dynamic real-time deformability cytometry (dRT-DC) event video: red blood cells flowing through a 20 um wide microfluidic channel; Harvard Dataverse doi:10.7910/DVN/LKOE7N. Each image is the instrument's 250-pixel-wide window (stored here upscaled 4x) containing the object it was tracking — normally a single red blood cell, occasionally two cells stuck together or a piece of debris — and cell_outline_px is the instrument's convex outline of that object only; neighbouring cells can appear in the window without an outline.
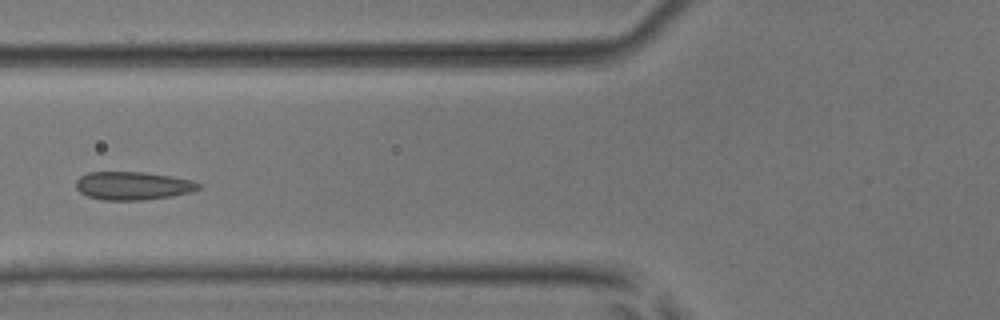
{"species": "common noctule bat (a hibernating species)", "species_latin": "Nyctalus noctula", "temperature_condition": "room temperature", "stored_images_in_passage": 5, "camera_frame_rate_fps": 3000, "um_per_image_px": 0.085, "animal": {"sex": "male", "body_mass_g": 17.9, "forearm_length_mm": 54.2}, "frame": {"image": 1, "passage_image": 5, "time_ms": 5.667, "image_size_px": [1000, 320], "cell_outline_px": [[200, 188], [192, 192], [172, 196], [144, 200], [104, 200], [88, 196], [80, 192], [76, 188], [76, 180], [80, 176], [88, 172], [144, 172], [172, 176], [192, 180], [200, 184]], "centroid_in_image_um": [11.3, 15.79], "position_along_channel_um": 114.5, "area_um2": 20.23}}